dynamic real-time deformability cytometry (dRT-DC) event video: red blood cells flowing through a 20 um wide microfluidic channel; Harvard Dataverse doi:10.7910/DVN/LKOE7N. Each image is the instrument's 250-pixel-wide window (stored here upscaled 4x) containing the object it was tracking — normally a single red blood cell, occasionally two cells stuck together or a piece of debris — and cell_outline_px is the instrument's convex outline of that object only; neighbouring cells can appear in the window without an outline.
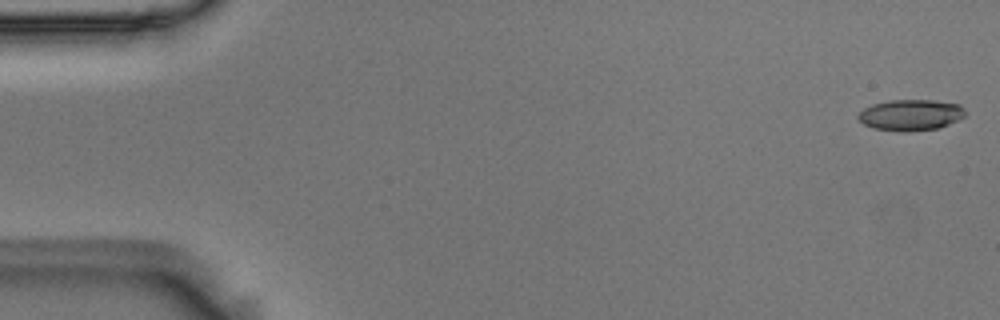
{"species": "Egyptian fruit bat (a non-hibernating species)", "species_latin": "Rousettus aegyptiacus", "temperature_condition": "room temperature", "stored_images_in_passage": 53, "camera_frame_rate_fps": 3000, "um_per_image_px": 0.085, "animal": {"sex": "male"}, "frame": {"image": 1, "passage_image": 1, "time_ms": 0.0, "image_size_px": [1000, 320], "cell_outline_px": [[964, 116], [940, 128], [904, 132], [900, 132], [872, 128], [864, 124], [856, 116], [864, 108], [872, 104], [888, 100], [932, 100], [960, 104], [964, 108]], "centroid_in_image_um": [77.38, 9.77], "position_along_channel_um": 7.6, "area_um2": 19.42}}
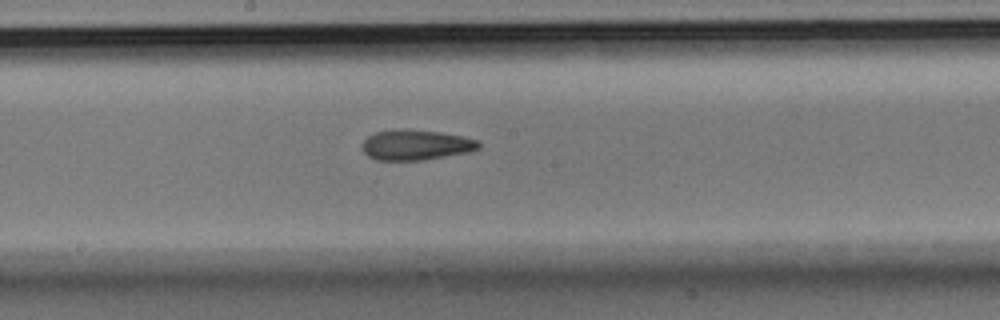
{"frame": {"image": 2, "passage_image": 29, "time_ms": 9.333, "image_size_px": [1000, 320], "cell_outline_px": [[480, 148], [472, 152], [424, 160], [376, 160], [368, 156], [360, 148], [364, 140], [368, 136], [376, 132], [400, 128], [404, 128], [440, 132], [460, 136], [476, 140], [480, 144]], "centroid_in_image_um": [35.33, 12.32], "position_along_channel_um": 212.9, "area_um2": 20.81}}
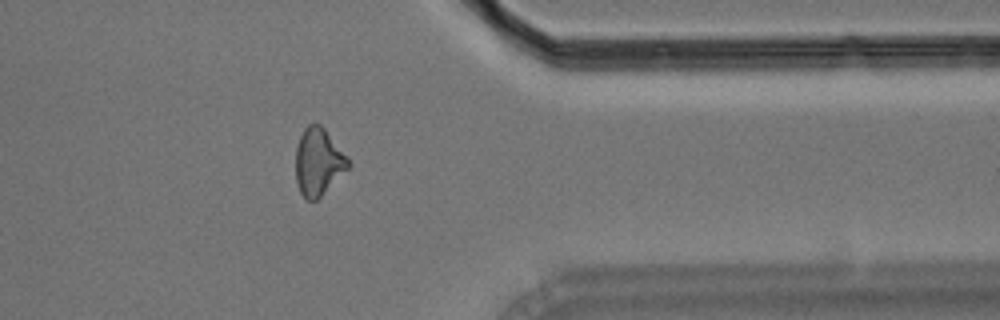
{"frame": {"image": 3, "passage_image": 44, "time_ms": 14.333, "image_size_px": [1000, 320], "cell_outline_px": [[348, 168], [316, 200], [308, 200], [300, 192], [296, 180], [296, 148], [300, 136], [304, 128], [308, 124], [320, 124], [324, 128], [348, 160]], "centroid_in_image_um": [27.01, 13.75], "position_along_channel_um": 384.4, "area_um2": 19.88}, "authors_computed_cell_mechanics": {"area_um2": 20.1722, "velocity_mm_per_s": 3.679, "shape_relaxation_time_tau1_ms": 5.5925, "shape_relaxation_time_tau2_ms": 4.6587, "deformation_change_tau1": 0.1707, "deformation_change_tau2": 0.1441}}